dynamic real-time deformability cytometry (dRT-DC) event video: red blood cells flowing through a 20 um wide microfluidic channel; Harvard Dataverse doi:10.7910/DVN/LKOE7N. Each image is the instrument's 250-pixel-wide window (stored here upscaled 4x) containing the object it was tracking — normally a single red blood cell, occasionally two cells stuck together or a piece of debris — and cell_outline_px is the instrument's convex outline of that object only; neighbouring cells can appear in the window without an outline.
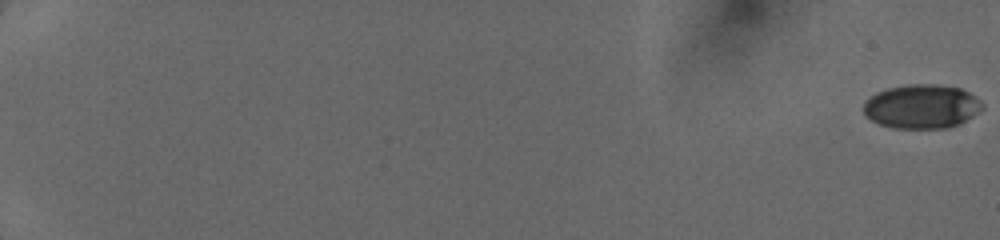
{"species": "human", "species_latin": "Homo sapiens", "temperature_condition": "cold", "stored_images_in_passage": 22, "camera_frame_rate_fps": 3000, "um_per_image_px": 0.085, "donor": {"sex": "female"}, "frame": {"image": 1, "passage_image": 1, "time_ms": 0.0, "image_size_px": [1000, 240], "cell_outline_px": [[984, 108], [980, 112], [960, 124], [948, 128], [892, 128], [880, 124], [872, 120], [864, 112], [864, 104], [876, 92], [888, 88], [908, 84], [936, 84], [960, 88], [968, 92], [980, 100], [984, 104]], "centroid_in_image_um": [78.4, 9.05], "position_along_channel_um": 6.6, "area_um2": 30.52}}
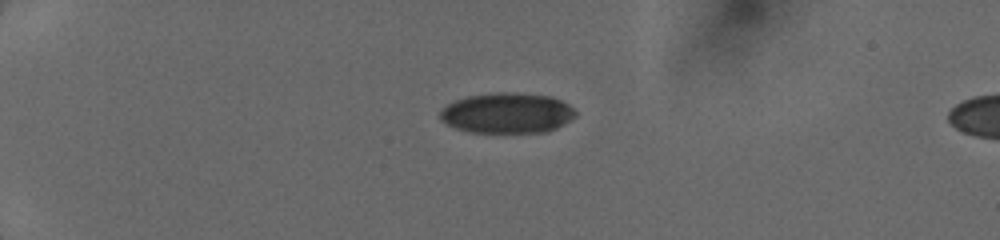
{"frame": {"image": 2, "passage_image": 17, "time_ms": 5.0, "image_size_px": [1000, 240], "cell_outline_px": [[576, 116], [556, 128], [548, 132], [468, 132], [456, 128], [440, 120], [440, 112], [448, 104], [456, 100], [468, 96], [496, 92], [516, 92], [552, 96], [568, 104], [576, 112]], "centroid_in_image_um": [43.12, 9.6], "position_along_channel_um": 41.9, "area_um2": 31.85}}